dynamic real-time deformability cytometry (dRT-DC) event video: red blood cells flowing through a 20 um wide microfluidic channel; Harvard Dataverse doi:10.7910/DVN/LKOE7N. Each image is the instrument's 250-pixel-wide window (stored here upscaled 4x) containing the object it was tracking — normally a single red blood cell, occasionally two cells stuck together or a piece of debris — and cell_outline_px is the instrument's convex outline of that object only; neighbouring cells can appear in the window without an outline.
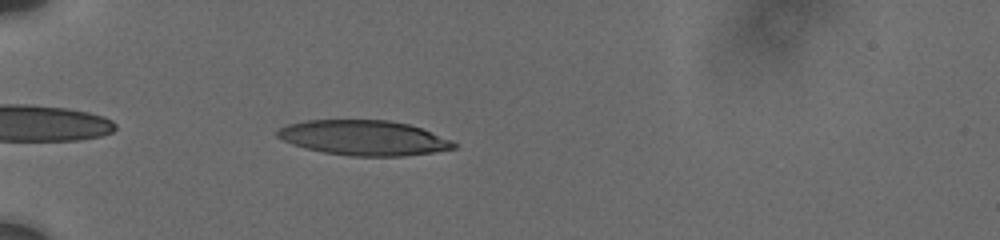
{"species": "human", "species_latin": "Homo sapiens", "temperature_condition": "cold", "stored_images_in_passage": 12, "segment_of_instrument_passage": [2, 2], "camera_frame_rate_fps": 3000, "um_per_image_px": 0.085, "donor": {"sex": "male"}, "frame": {"image": 1, "passage_image": 6, "time_ms": 5.667, "image_size_px": [1000, 240], "cell_outline_px": [[456, 148], [436, 152], [404, 156], [352, 156], [324, 152], [304, 148], [292, 144], [276, 136], [276, 132], [280, 128], [288, 124], [304, 120], [388, 120], [408, 124], [420, 128], [452, 140], [456, 144]], "centroid_in_image_um": [30.92, 11.72], "position_along_channel_um": 54.1, "area_um2": 35.95}}
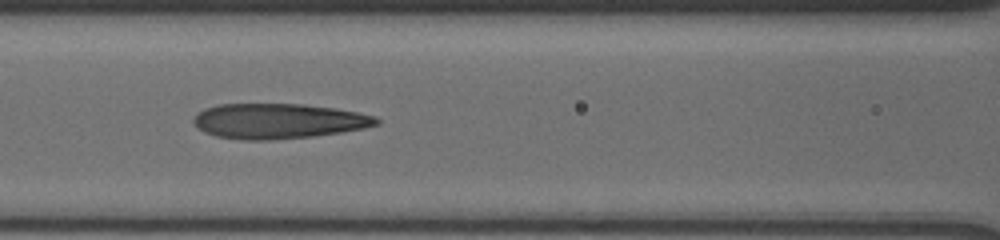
{"frame": {"image": 2, "passage_image": 9, "time_ms": 8.667, "image_size_px": [1000, 240], "cell_outline_px": [[380, 124], [364, 128], [340, 132], [312, 136], [268, 140], [244, 140], [216, 136], [204, 132], [192, 120], [204, 108], [216, 104], [304, 104], [336, 108], [376, 116], [380, 120]], "centroid_in_image_um": [23.68, 10.28], "position_along_channel_um": 142.9, "area_um2": 37.34}}
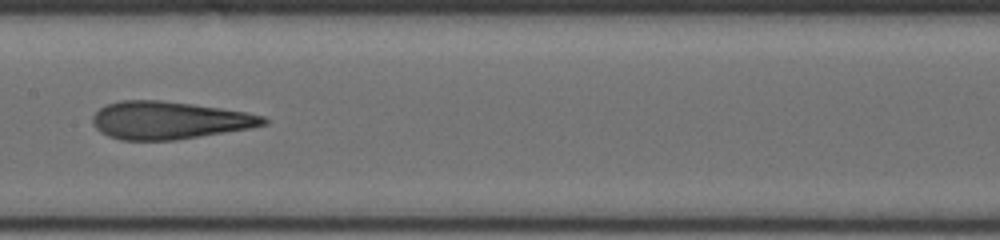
{"frame": {"image": 3, "passage_image": 11, "time_ms": 10.0, "image_size_px": [1000, 240], "cell_outline_px": [[268, 124], [252, 128], [176, 140], [120, 140], [108, 136], [100, 132], [92, 124], [92, 116], [100, 108], [108, 104], [120, 100], [160, 100], [192, 104], [220, 108], [244, 112], [264, 116], [268, 120]], "centroid_in_image_um": [14.37, 10.23], "position_along_channel_um": 193.0, "area_um2": 37.57}}